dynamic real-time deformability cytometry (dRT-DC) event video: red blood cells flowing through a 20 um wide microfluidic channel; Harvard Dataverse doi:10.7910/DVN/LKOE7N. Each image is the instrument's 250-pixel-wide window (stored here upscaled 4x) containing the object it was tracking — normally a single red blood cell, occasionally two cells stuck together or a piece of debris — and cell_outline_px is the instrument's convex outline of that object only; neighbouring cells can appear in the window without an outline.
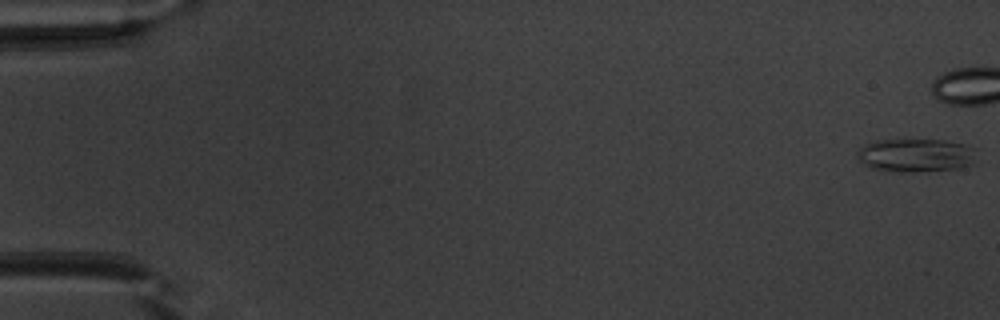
{"species": "common noctule bat (a hibernating species)", "species_latin": "Nyctalus noctula", "temperature_condition": "warm", "stored_images_in_passage": 42, "camera_frame_rate_fps": 3000, "um_per_image_px": 0.085, "animal": {"sex": "male", "body_mass_g": 20.1, "forearm_length_mm": 53.5}, "frame": {"image": 1, "passage_image": 1, "time_ms": 0.0, "image_size_px": [1000, 320], "cell_outline_px": [[976, 148], [972, 164], [956, 168], [912, 172], [908, 172], [868, 168], [856, 156], [856, 152], [860, 148], [876, 140], [944, 140], [964, 144]], "centroid_in_image_um": [77.83, 13.19], "position_along_channel_um": 7.2, "area_um2": 22.95}}